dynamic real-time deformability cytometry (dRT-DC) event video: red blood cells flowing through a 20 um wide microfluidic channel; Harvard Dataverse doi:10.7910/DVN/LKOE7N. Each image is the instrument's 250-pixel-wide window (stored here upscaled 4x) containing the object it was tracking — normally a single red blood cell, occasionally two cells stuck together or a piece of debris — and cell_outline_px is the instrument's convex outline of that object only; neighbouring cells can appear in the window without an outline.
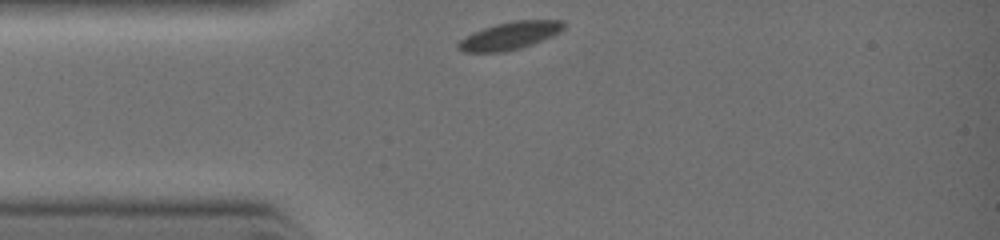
{"species": "common noctule bat (a hibernating species)", "species_latin": "Nyctalus noctula", "temperature_condition": "warm", "stored_images_in_passage": 9, "camera_frame_rate_fps": 3000, "um_per_image_px": 0.085, "animal": {"sex": "female", "body_mass_g": 19.0, "forearm_length_mm": 51.5}, "frame": {"image": 1, "passage_image": 1, "time_ms": 0.0, "image_size_px": [1000, 240], "cell_outline_px": [[564, 28], [540, 40], [520, 48], [504, 52], [464, 52], [456, 48], [456, 44], [460, 40], [484, 28], [496, 24], [516, 20], [564, 20]], "centroid_in_image_um": [43.28, 3.04], "position_along_channel_um": 41.7, "area_um2": 16.47}}
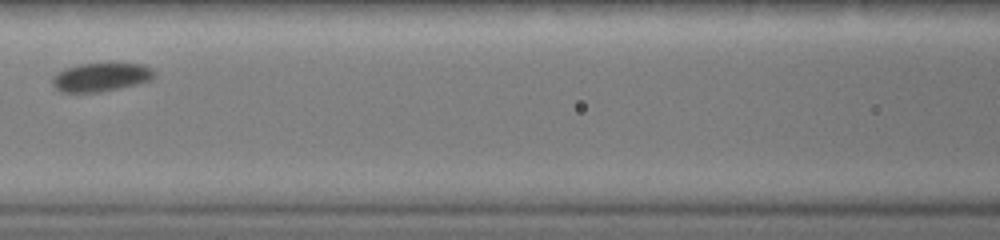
{"frame": {"image": 2, "passage_image": 5, "time_ms": 2.333, "image_size_px": [1000, 240], "cell_outline_px": [[156, 76], [152, 80], [136, 84], [96, 92], [64, 92], [56, 88], [52, 80], [64, 68], [76, 64], [144, 64], [152, 68], [156, 72]], "centroid_in_image_um": [8.64, 6.54], "position_along_channel_um": 158.0, "area_um2": 16.65}}
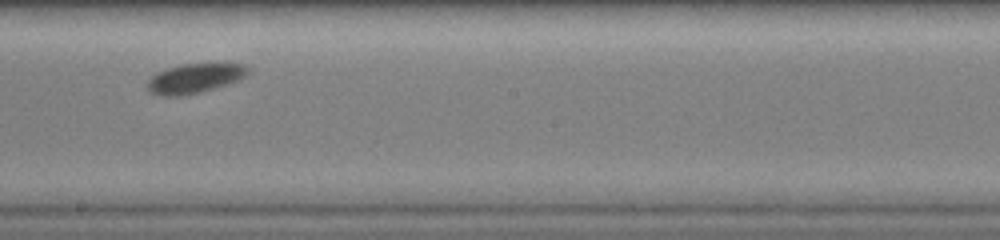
{"frame": {"image": 3, "passage_image": 8, "time_ms": 3.667, "image_size_px": [1000, 240], "cell_outline_px": [[248, 72], [240, 80], [200, 92], [176, 96], [164, 96], [152, 92], [148, 88], [148, 80], [152, 76], [168, 68], [180, 64], [244, 64], [248, 68]], "centroid_in_image_um": [16.56, 6.65], "position_along_channel_um": 231.6, "area_um2": 16.82}}